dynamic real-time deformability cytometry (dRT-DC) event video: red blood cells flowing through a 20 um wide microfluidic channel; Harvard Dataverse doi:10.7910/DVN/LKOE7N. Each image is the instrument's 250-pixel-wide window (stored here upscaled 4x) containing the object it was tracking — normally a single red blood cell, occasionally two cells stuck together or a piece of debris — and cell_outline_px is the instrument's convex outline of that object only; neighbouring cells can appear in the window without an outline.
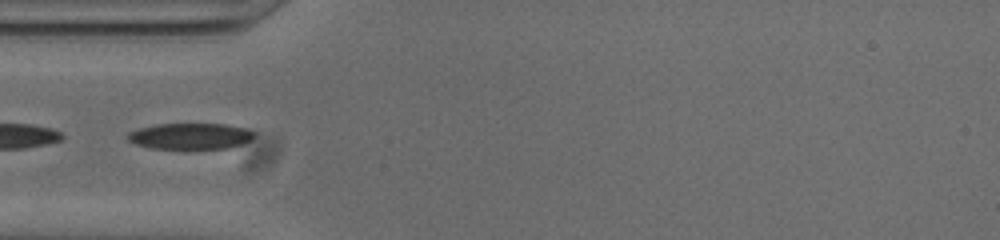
{"species": "common noctule bat (a hibernating species)", "species_latin": "Nyctalus noctula", "temperature_condition": "cold", "stored_images_in_passage": 5, "camera_frame_rate_fps": 3000, "um_per_image_px": 0.085, "animal": {"sex": "male", "body_mass_g": 20.0, "forearm_length_mm": 53.3}, "frame": {"image": 1, "passage_image": 2, "time_ms": 0.333, "image_size_px": [1000, 240], "cell_outline_px": [[256, 136], [252, 140], [244, 144], [228, 148], [152, 148], [136, 144], [128, 140], [128, 132], [140, 128], [156, 124], [228, 124], [248, 128], [256, 132]], "centroid_in_image_um": [16.28, 11.56], "position_along_channel_um": 68.7, "area_um2": 19.36}}